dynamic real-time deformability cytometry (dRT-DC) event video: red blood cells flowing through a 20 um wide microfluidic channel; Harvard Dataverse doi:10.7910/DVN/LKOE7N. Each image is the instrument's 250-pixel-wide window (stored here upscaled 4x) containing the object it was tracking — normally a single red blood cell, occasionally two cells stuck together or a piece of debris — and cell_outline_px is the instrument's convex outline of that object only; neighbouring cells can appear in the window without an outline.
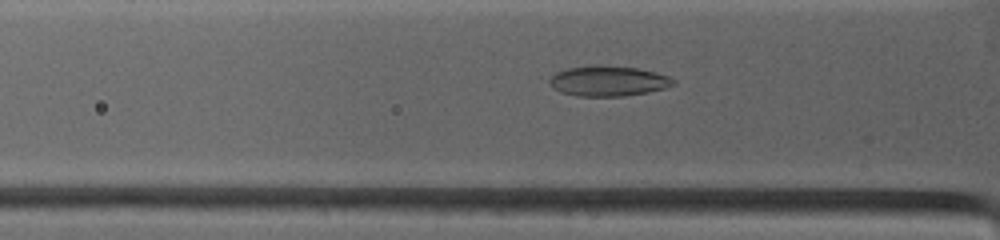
{"species": "common noctule bat (a hibernating species)", "species_latin": "Nyctalus noctula", "temperature_condition": "warm", "stored_images_in_passage": 99, "camera_frame_rate_fps": 4500, "um_per_image_px": 0.085, "animal": {"sex": "female", "body_mass_g": 19.0, "forearm_length_mm": 53.3}, "frame": {"image": 1, "passage_image": 21, "time_ms": 2.667, "image_size_px": [1000, 240], "cell_outline_px": [[676, 84], [664, 88], [648, 92], [624, 96], [576, 96], [560, 92], [548, 80], [556, 72], [568, 68], [592, 64], [600, 64], [636, 68], [656, 72], [668, 76], [676, 80]], "centroid_in_image_um": [51.72, 6.87], "position_along_channel_um": 74.1, "area_um2": 21.96}}
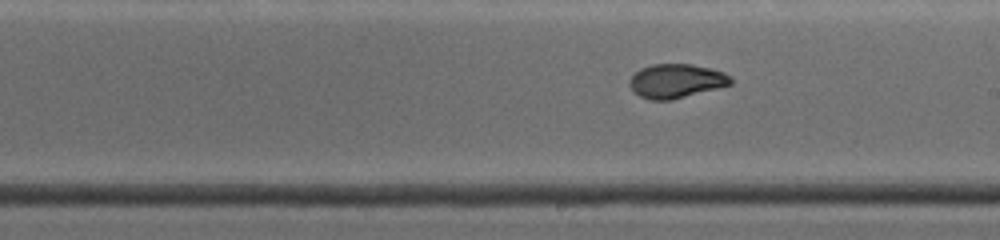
{"frame": {"image": 2, "passage_image": 50, "time_ms": 6.667, "image_size_px": [1000, 240], "cell_outline_px": [[732, 84], [672, 100], [652, 100], [640, 96], [628, 84], [628, 80], [640, 68], [652, 64], [692, 64], [724, 72], [732, 76]], "centroid_in_image_um": [57.48, 6.88], "position_along_channel_um": 231.5, "area_um2": 20.0}}
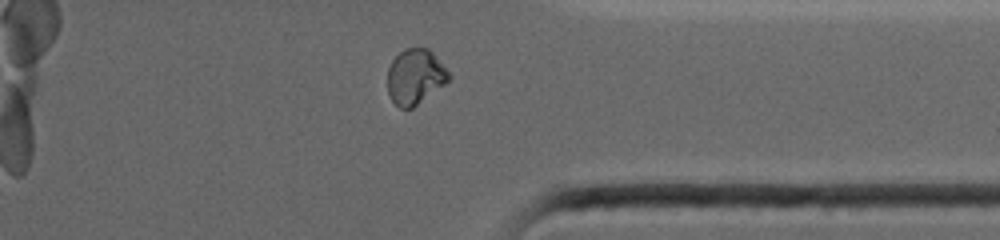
{"frame": {"image": 3, "passage_image": 79, "time_ms": 10.444, "image_size_px": [1000, 240], "cell_outline_px": [[452, 76], [444, 84], [412, 108], [400, 108], [388, 96], [388, 68], [392, 60], [404, 48], [428, 48], [432, 52]], "centroid_in_image_um": [35.27, 6.51], "position_along_channel_um": 376.1, "area_um2": 19.48}}